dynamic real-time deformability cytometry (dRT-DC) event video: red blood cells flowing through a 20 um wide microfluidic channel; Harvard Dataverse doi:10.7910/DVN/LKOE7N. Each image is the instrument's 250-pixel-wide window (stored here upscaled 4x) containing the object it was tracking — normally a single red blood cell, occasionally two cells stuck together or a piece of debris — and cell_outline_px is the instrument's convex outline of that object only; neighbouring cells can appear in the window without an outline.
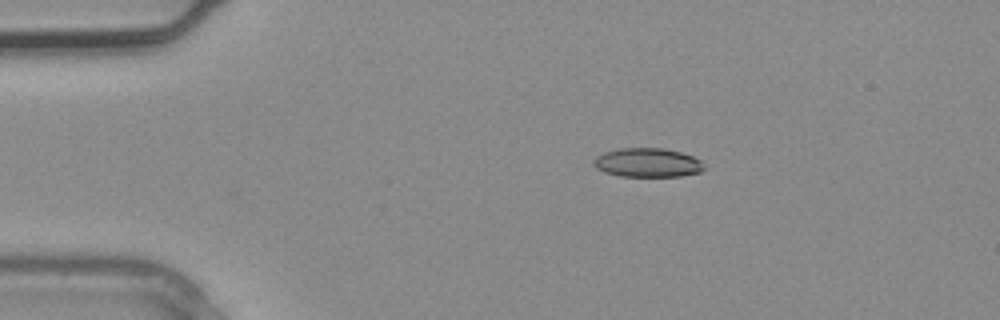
{"species": "common noctule bat (a hibernating species)", "species_latin": "Nyctalus noctula", "temperature_condition": "warm", "stored_images_in_passage": 3, "camera_frame_rate_fps": 3000, "um_per_image_px": 0.085, "animal": {"sex": "male", "body_mass_g": 20.4}, "frame": {"image": 1, "passage_image": 2, "time_ms": 0.333, "image_size_px": [1000, 320], "cell_outline_px": [[704, 168], [700, 172], [680, 176], [620, 176], [604, 172], [596, 168], [592, 164], [592, 160], [596, 156], [604, 152], [620, 148], [664, 148], [680, 152], [692, 156], [700, 160], [704, 164]], "centroid_in_image_um": [55.01, 13.82], "position_along_channel_um": 30.0, "area_um2": 18.73}}
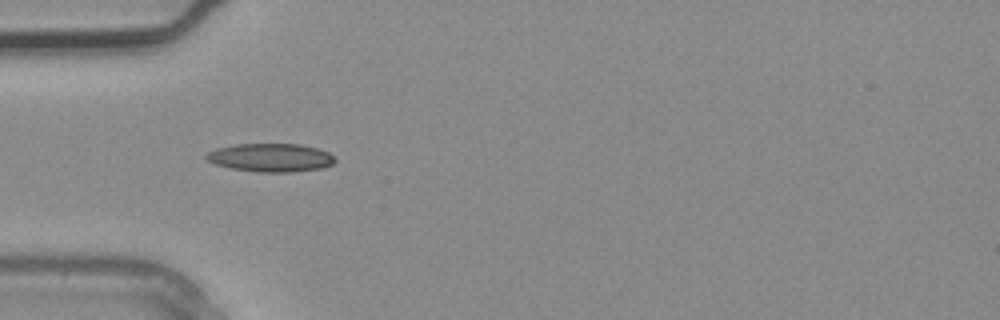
{"frame": {"image": 2, "passage_image": 3, "time_ms": 0.667, "image_size_px": [1000, 320], "cell_outline_px": [[336, 160], [332, 164], [320, 168], [288, 172], [256, 172], [232, 168], [216, 164], [208, 160], [204, 156], [208, 152], [216, 148], [236, 144], [300, 144], [316, 148], [328, 152]], "centroid_in_image_um": [22.99, 13.39], "position_along_channel_um": 62.0, "area_um2": 21.04}}